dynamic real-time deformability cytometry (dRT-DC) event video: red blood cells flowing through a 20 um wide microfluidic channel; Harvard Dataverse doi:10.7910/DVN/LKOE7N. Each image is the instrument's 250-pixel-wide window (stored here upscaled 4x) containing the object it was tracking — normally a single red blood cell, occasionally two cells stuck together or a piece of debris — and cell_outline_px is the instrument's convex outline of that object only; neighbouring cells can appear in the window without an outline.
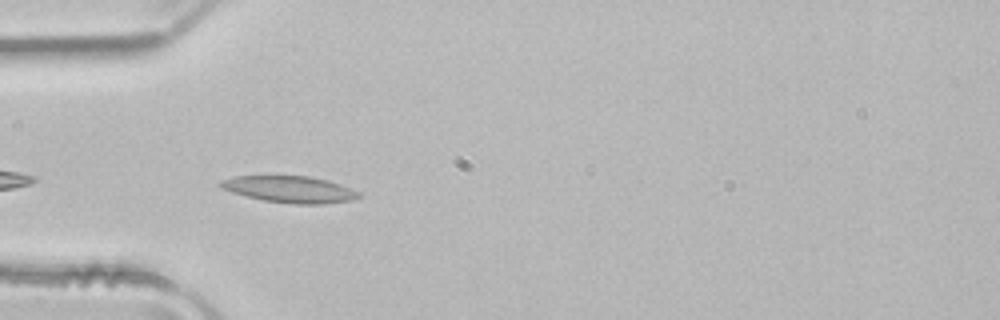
{"species": "common noctule bat (a hibernating species)", "species_latin": "Nyctalus noctula", "temperature_condition": "room temperature", "stored_images_in_passage": 5, "camera_frame_rate_fps": 3000, "um_per_image_px": 0.085, "animal": {"sex": "male", "body_mass_g": 21.5, "forearm_length_mm": 52.0}, "frame": {"image": 1, "passage_image": 2, "time_ms": 0.333, "image_size_px": [1000, 320], "cell_outline_px": [[364, 196], [352, 200], [324, 204], [292, 204], [264, 200], [232, 192], [224, 188], [220, 184], [220, 180], [232, 176], [308, 176], [328, 180], [352, 188], [360, 192]], "centroid_in_image_um": [24.71, 16.09], "position_along_channel_um": 60.3, "area_um2": 21.44}}